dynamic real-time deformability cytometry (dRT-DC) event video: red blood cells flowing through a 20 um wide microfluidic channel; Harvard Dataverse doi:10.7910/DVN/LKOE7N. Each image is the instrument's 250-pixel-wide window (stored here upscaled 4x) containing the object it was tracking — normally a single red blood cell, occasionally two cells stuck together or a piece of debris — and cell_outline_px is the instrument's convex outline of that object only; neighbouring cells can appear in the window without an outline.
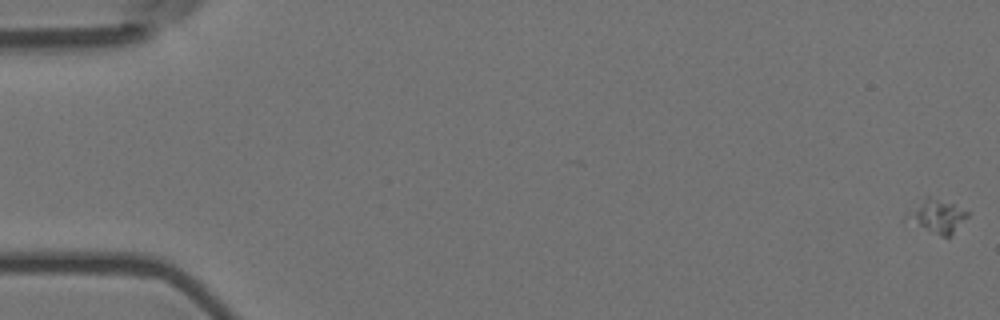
{"species": "Egyptian fruit bat (a non-hibernating species)", "species_latin": "Rousettus aegyptiacus", "temperature_condition": "room temperature", "stored_images_in_passage": 4, "camera_frame_rate_fps": 3000, "um_per_image_px": 0.085, "animal": {"sex": "female"}, "frame": {"image": 1, "passage_image": 1, "time_ms": 0.0, "image_size_px": [1000, 320], "cell_outline_px": [[968, 216], [948, 236], [944, 236], [920, 224], [908, 216], [924, 196], [928, 196], [952, 204], [968, 212]], "centroid_in_image_um": [79.76, 18.31], "position_along_channel_um": 5.2, "area_um2": 10.23}}